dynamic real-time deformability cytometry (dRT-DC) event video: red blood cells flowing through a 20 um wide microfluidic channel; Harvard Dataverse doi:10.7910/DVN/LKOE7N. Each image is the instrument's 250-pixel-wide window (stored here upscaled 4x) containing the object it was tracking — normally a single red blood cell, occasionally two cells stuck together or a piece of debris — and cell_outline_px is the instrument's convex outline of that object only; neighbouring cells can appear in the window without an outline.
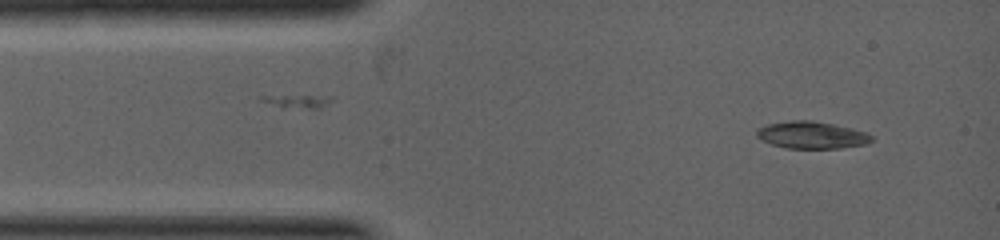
{"species": "common noctule bat (a hibernating species)", "species_latin": "Nyctalus noctula", "temperature_condition": "warm", "stored_images_in_passage": 37, "camera_frame_rate_fps": 5000, "um_per_image_px": 0.085, "animal": {"sex": "female", "body_mass_g": 19.0, "forearm_length_mm": 53.3}, "frame": {"image": 1, "passage_image": 2, "time_ms": 0.2, "image_size_px": [1000, 240], "cell_outline_px": [[872, 140], [864, 144], [840, 148], [784, 148], [760, 140], [756, 136], [756, 132], [760, 128], [768, 124], [792, 120], [812, 120], [832, 124], [868, 132], [872, 136]], "centroid_in_image_um": [68.98, 11.48], "position_along_channel_um": 16.0, "area_um2": 18.03}}
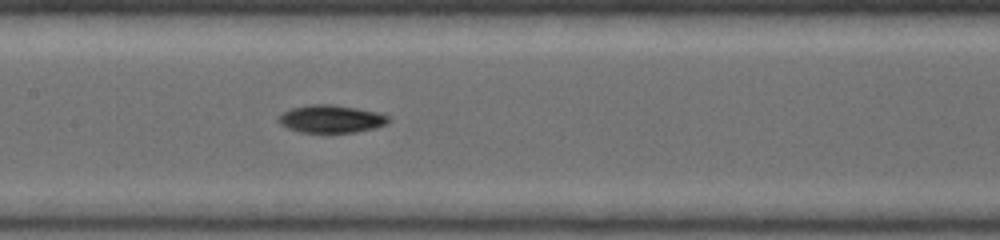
{"frame": {"image": 2, "passage_image": 16, "time_ms": 3.0, "image_size_px": [1000, 240], "cell_outline_px": [[392, 120], [388, 124], [376, 128], [356, 132], [300, 132], [288, 128], [280, 124], [276, 120], [284, 112], [292, 108], [308, 104], [332, 104], [356, 108], [376, 112], [392, 116]], "centroid_in_image_um": [28.2, 10.1], "position_along_channel_um": 179.2, "area_um2": 17.92}}
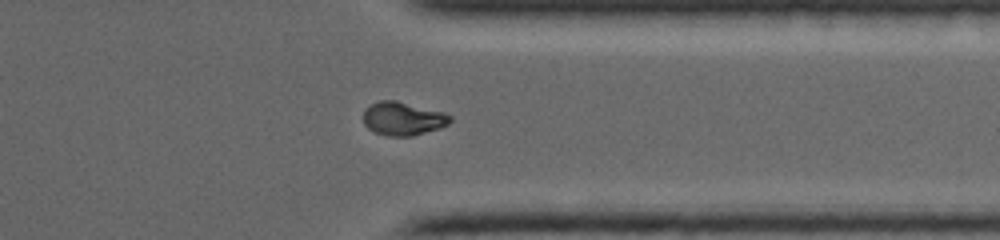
{"frame": {"image": 3, "passage_image": 32, "time_ms": 5.6, "image_size_px": [1000, 240], "cell_outline_px": [[452, 120], [448, 124], [440, 128], [412, 136], [388, 136], [372, 132], [364, 124], [364, 108], [380, 100], [396, 100], [444, 112], [452, 116]], "centroid_in_image_um": [34.25, 10.08], "position_along_channel_um": 377.2, "area_um2": 17.05}}